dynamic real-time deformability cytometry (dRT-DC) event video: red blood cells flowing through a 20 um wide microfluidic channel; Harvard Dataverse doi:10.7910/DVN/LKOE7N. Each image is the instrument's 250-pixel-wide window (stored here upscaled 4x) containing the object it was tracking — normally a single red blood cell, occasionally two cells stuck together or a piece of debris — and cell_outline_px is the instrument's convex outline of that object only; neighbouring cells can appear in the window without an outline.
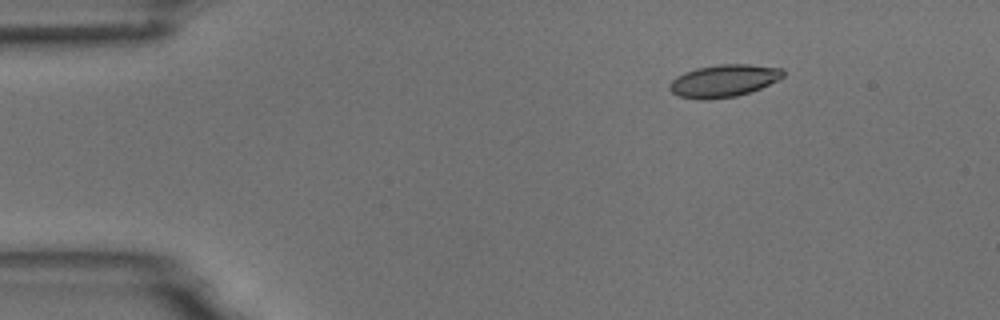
{"species": "common noctule bat (a hibernating species)", "species_latin": "Nyctalus noctula", "temperature_condition": "room temperature", "stored_images_in_passage": 48, "camera_frame_rate_fps": 3000, "um_per_image_px": 0.085, "animal": {"sex": "male", "body_mass_g": 18.8}, "frame": {"image": 1, "passage_image": 1, "time_ms": 0.0, "image_size_px": [1000, 320], "cell_outline_px": [[784, 76], [760, 88], [736, 96], [704, 100], [700, 100], [680, 96], [672, 92], [668, 88], [668, 84], [676, 76], [684, 72], [696, 68], [720, 64], [748, 64], [784, 68]], "centroid_in_image_um": [61.49, 6.86], "position_along_channel_um": 23.5, "area_um2": 21.39}}
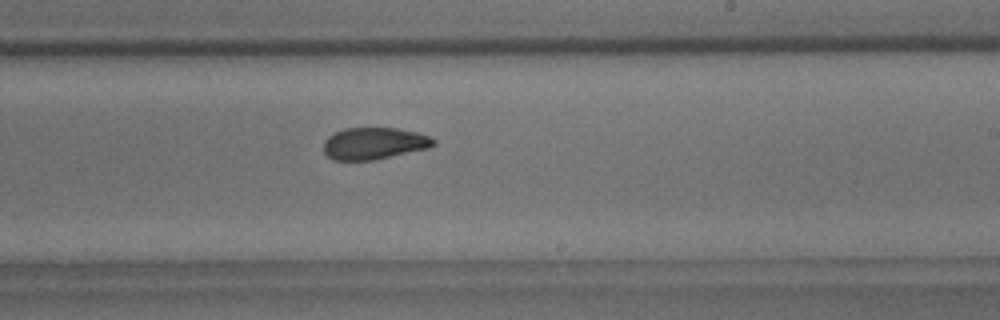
{"frame": {"image": 2, "passage_image": 26, "time_ms": 8.333, "image_size_px": [1000, 320], "cell_outline_px": [[436, 144], [428, 148], [376, 160], [332, 160], [324, 152], [324, 140], [328, 136], [344, 128], [396, 128], [416, 132], [428, 136], [436, 140]], "centroid_in_image_um": [31.79, 12.2], "position_along_channel_um": 257.2, "area_um2": 20.46}}
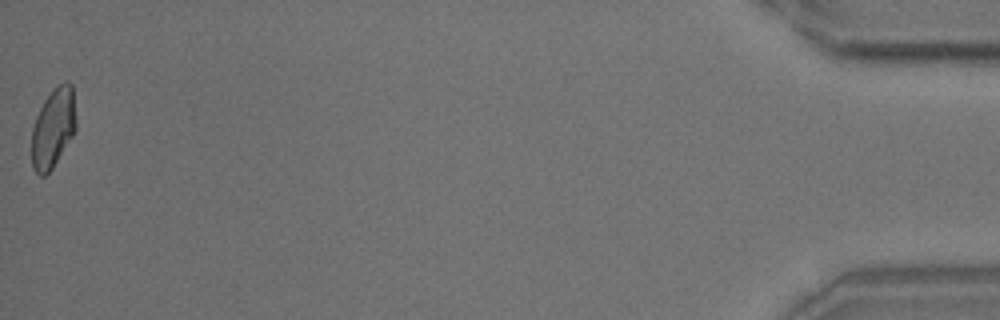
{"frame": {"image": 3, "passage_image": 48, "time_ms": 15.667, "image_size_px": [1000, 320], "cell_outline_px": [[76, 128], [72, 136], [52, 168], [44, 176], [40, 176], [36, 172], [32, 164], [32, 128], [36, 116], [44, 100], [56, 84], [64, 80], [68, 80], [72, 84], [76, 120]], "centroid_in_image_um": [4.53, 10.82], "position_along_channel_um": 430.7, "area_um2": 20.58}, "authors_computed_cell_mechanics": {"area_um2": 21.1548, "velocity_mm_per_s": 3.6773, "shape_relaxation_time_tau1_ms": 5.2333, "shape_relaxation_time_tau2_ms": 2.5582, "deformation_change_tau1": 0.138, "deformation_change_tau2": 0.0651}}